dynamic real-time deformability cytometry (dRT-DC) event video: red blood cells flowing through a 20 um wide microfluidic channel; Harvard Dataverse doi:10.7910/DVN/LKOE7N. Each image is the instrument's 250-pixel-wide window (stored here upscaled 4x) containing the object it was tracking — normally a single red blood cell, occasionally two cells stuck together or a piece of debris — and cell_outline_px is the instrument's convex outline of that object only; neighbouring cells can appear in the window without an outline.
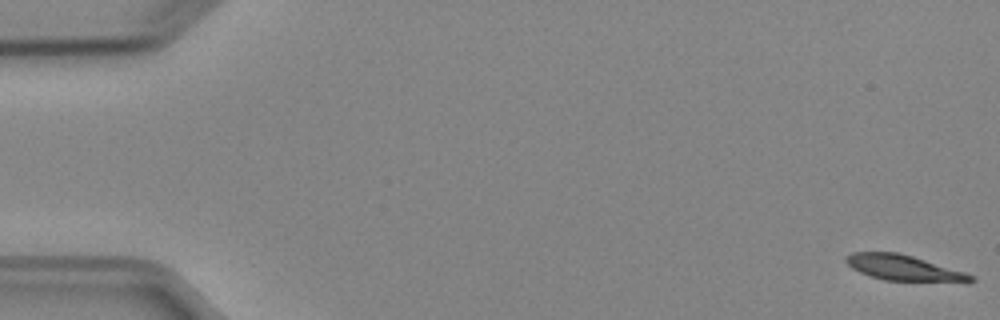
{"species": "Egyptian fruit bat (a non-hibernating species)", "species_latin": "Rousettus aegyptiacus", "temperature_condition": "cold", "stored_images_in_passage": 23, "camera_frame_rate_fps": 3000, "um_per_image_px": 0.085, "animal": {"sex": "female"}, "frame": {"image": 1, "passage_image": 1, "time_ms": 0.0, "image_size_px": [1000, 320], "cell_outline_px": [[976, 280], [968, 284], [884, 280], [868, 276], [852, 268], [844, 260], [844, 256], [852, 252], [896, 252], [912, 256], [964, 272], [976, 276]], "centroid_in_image_um": [76.9, 22.81], "position_along_channel_um": 8.1, "area_um2": 19.19}}
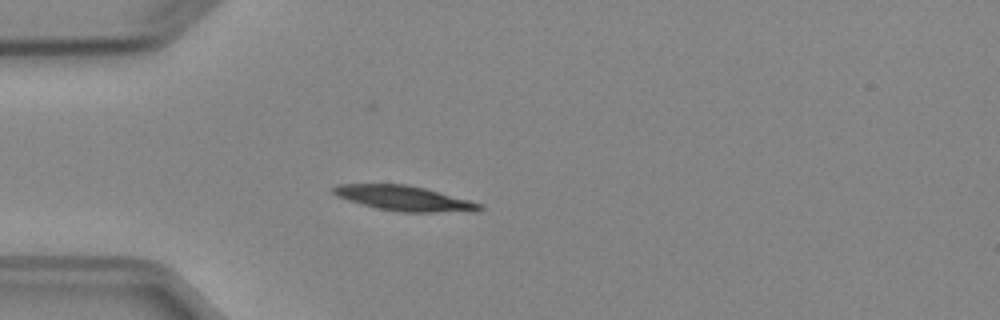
{"frame": {"image": 2, "passage_image": 15, "time_ms": 4.667, "image_size_px": [1000, 320], "cell_outline_px": [[484, 208], [476, 212], [400, 212], [376, 208], [348, 200], [336, 196], [332, 192], [332, 188], [340, 184], [408, 184], [424, 188], [484, 204]], "centroid_in_image_um": [34.4, 16.87], "position_along_channel_um": 50.6, "area_um2": 21.39}}
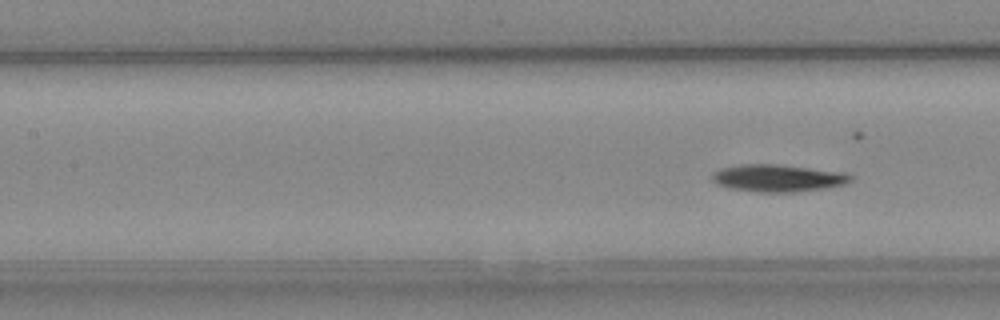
{"frame": {"image": 3, "passage_image": 23, "time_ms": 7.333, "image_size_px": [1000, 320], "cell_outline_px": [[852, 180], [848, 184], [828, 188], [796, 192], [756, 192], [728, 188], [716, 184], [712, 180], [712, 172], [720, 168], [740, 164], [776, 164], [844, 172], [852, 176]], "centroid_in_image_um": [66.12, 15.14], "position_along_channel_um": 141.3, "area_um2": 22.31}}